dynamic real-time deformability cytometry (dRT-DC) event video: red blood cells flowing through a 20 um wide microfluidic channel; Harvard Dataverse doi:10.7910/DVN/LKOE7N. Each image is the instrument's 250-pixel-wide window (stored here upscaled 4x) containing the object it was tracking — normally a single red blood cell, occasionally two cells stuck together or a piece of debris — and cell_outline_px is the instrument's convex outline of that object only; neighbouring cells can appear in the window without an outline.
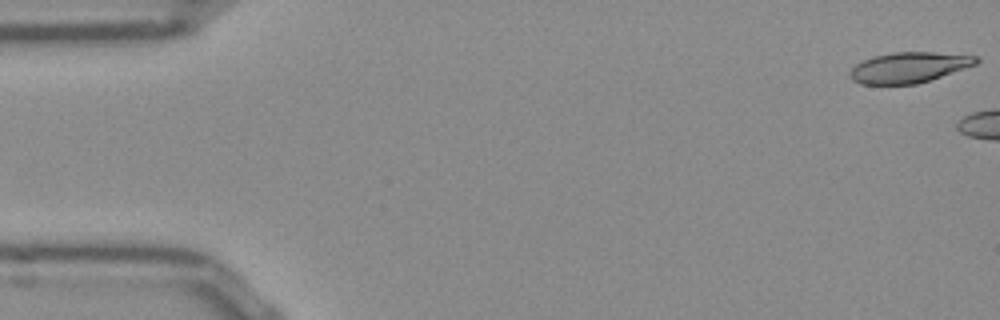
{"species": "Egyptian fruit bat (a non-hibernating species)", "species_latin": "Rousettus aegyptiacus", "temperature_condition": "room temperature", "stored_images_in_passage": 5, "camera_frame_rate_fps": 3000, "um_per_image_px": 0.085, "frame": {"image": 1, "passage_image": 1, "time_ms": 0.0, "image_size_px": [1000, 320], "cell_outline_px": [[980, 60], [976, 64], [916, 84], [860, 84], [852, 80], [848, 76], [848, 72], [856, 64], [872, 56], [892, 52], [932, 52], [980, 56]], "centroid_in_image_um": [77.22, 5.72], "position_along_channel_um": 7.8, "area_um2": 22.43}}